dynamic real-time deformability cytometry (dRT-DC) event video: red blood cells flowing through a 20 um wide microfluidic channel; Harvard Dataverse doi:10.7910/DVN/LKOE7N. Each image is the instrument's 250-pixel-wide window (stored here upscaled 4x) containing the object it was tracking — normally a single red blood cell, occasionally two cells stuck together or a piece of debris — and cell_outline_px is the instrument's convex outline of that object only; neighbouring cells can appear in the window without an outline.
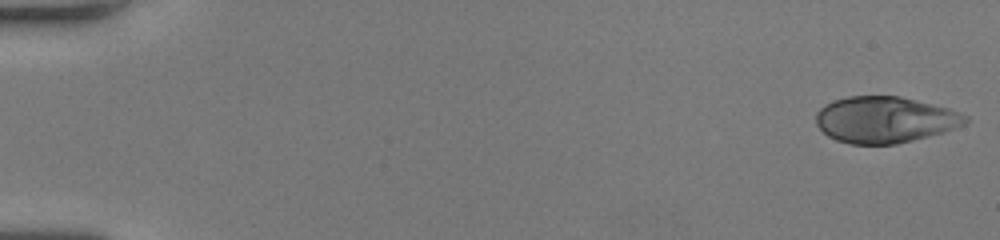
{"species": "human", "species_latin": "Homo sapiens", "temperature_condition": "room temperature", "stored_images_in_passage": 52, "camera_frame_rate_fps": 3000, "um_per_image_px": 0.085, "donor": {"sex": "female"}, "frame": {"image": 1, "passage_image": 1, "time_ms": 0.0, "image_size_px": [1000, 240], "cell_outline_px": [[968, 120], [964, 124], [944, 132], [896, 144], [848, 144], [836, 140], [828, 136], [816, 124], [816, 112], [824, 104], [832, 100], [848, 96], [900, 96], [948, 108], [968, 116]], "centroid_in_image_um": [75.18, 10.17], "position_along_channel_um": 9.8, "area_um2": 40.29}}
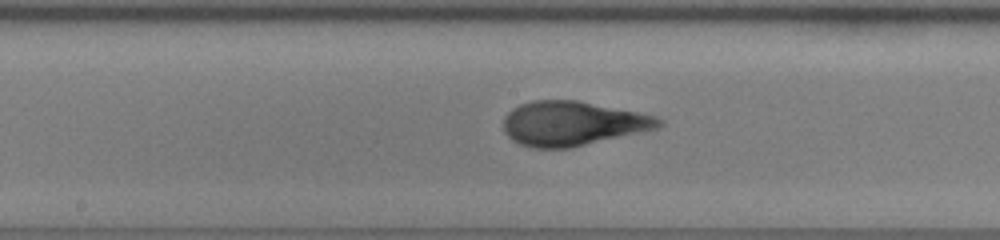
{"frame": {"image": 2, "passage_image": 28, "time_ms": 9.0, "image_size_px": [1000, 240], "cell_outline_px": [[664, 124], [660, 128], [568, 148], [532, 148], [520, 144], [512, 140], [504, 132], [504, 116], [512, 108], [520, 104], [532, 100], [576, 100], [656, 116], [664, 120]], "centroid_in_image_um": [48.65, 10.49], "position_along_channel_um": 199.5, "area_um2": 40.11}}
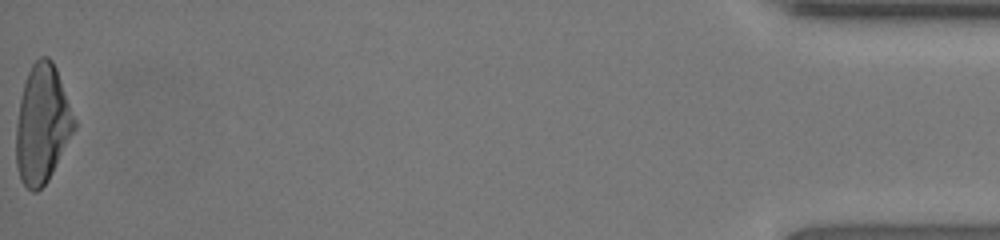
{"frame": {"image": 3, "passage_image": 52, "time_ms": 17.0, "image_size_px": [1000, 240], "cell_outline_px": [[76, 128], [48, 180], [36, 192], [32, 192], [20, 180], [16, 164], [16, 124], [20, 100], [24, 84], [28, 72], [32, 64], [40, 56], [48, 56], [52, 60], [56, 68], [76, 120]], "centroid_in_image_um": [3.59, 10.55], "position_along_channel_um": 431.6, "area_um2": 40.0}, "authors_computed_cell_mechanics": {"area_um2": 39.4196, "velocity_mm_per_s": 4.0671, "shape_relaxation_time_tau1_ms": 5.5572, "shape_relaxation_time_tau2_ms": null, "deformation_change_tau1": 0.2691, "deformation_change_tau2": null}}